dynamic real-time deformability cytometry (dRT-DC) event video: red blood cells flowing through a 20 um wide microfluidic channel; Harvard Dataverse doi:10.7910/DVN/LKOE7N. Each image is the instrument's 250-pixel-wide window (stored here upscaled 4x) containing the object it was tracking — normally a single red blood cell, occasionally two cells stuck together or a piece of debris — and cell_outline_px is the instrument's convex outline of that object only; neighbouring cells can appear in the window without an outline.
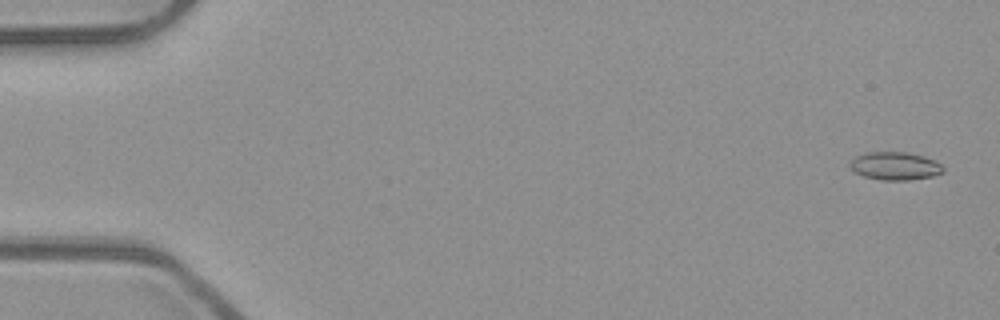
{"species": "common noctule bat (a hibernating species)", "species_latin": "Nyctalus noctula", "temperature_condition": "room temperature", "stored_images_in_passage": 53, "camera_frame_rate_fps": 3000, "um_per_image_px": 0.085, "animal": {"sex": "male", "body_mass_g": 23.1, "forearm_length_mm": 52.7}, "frame": {"image": 1, "passage_image": 2, "time_ms": 0.333, "image_size_px": [1000, 320], "cell_outline_px": [[944, 172], [932, 176], [908, 180], [880, 180], [864, 176], [852, 172], [848, 164], [856, 156], [864, 152], [908, 152], [924, 156], [940, 164], [944, 168]], "centroid_in_image_um": [76.03, 14.11], "position_along_channel_um": 9.0, "area_um2": 15.32}}
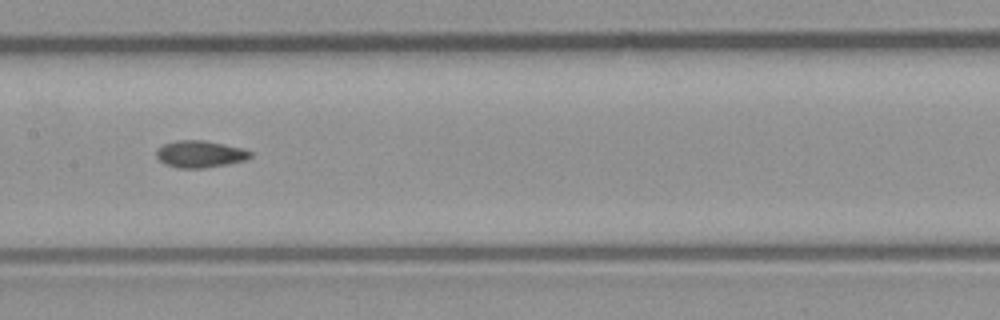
{"frame": {"image": 2, "passage_image": 27, "time_ms": 8.667, "image_size_px": [1000, 320], "cell_outline_px": [[252, 156], [248, 160], [228, 164], [204, 168], [176, 168], [164, 164], [156, 156], [156, 152], [164, 144], [176, 140], [204, 140], [244, 148], [252, 152]], "centroid_in_image_um": [17.04, 13.1], "position_along_channel_um": 190.4, "area_um2": 14.91}}
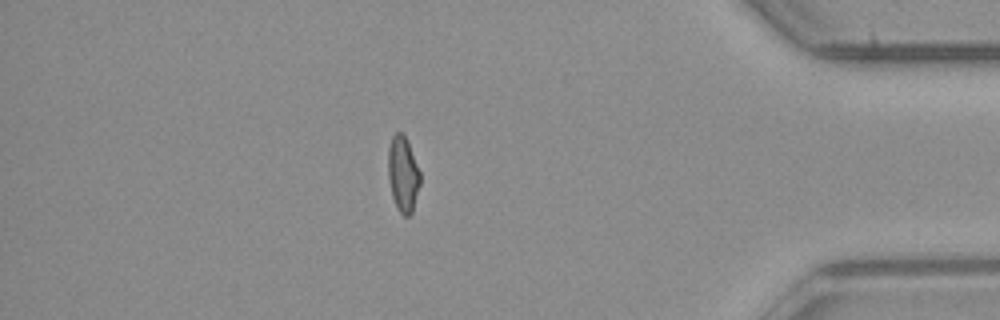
{"frame": {"image": 3, "passage_image": 46, "time_ms": 15.0, "image_size_px": [1000, 320], "cell_outline_px": [[420, 184], [412, 212], [408, 216], [404, 216], [396, 208], [392, 196], [388, 176], [388, 148], [392, 136], [396, 132], [404, 132], [408, 140], [420, 172]], "centroid_in_image_um": [34.25, 14.76], "position_along_channel_um": 401.0, "area_um2": 14.28}, "authors_computed_cell_mechanics": {"area_um2": 14.6234, "velocity_mm_per_s": 3.956, "shape_relaxation_time_tau1_ms": null, "shape_relaxation_time_tau2_ms": 7.118, "deformation_change_tau1": null, "deformation_change_tau2": 0.1165}}